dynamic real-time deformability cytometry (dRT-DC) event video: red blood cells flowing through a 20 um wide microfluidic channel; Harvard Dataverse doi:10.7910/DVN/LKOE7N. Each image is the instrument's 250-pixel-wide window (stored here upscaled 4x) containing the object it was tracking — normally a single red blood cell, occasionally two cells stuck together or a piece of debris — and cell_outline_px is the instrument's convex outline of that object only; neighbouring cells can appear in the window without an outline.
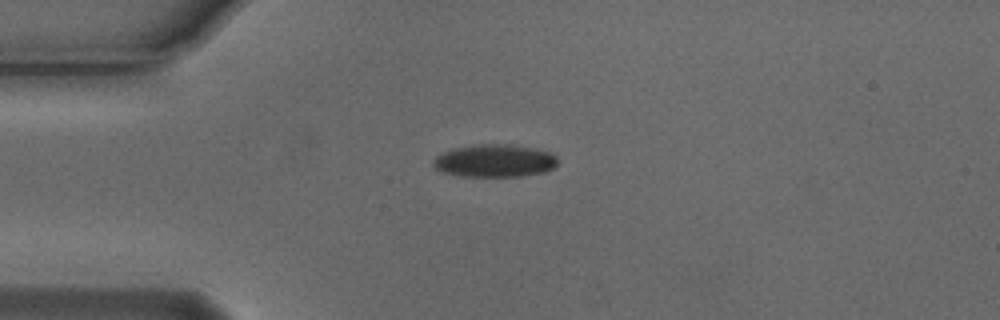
{"species": "Egyptian fruit bat (a non-hibernating species)", "species_latin": "Rousettus aegyptiacus", "temperature_condition": "cold", "stored_images_in_passage": 2, "camera_frame_rate_fps": 3000, "um_per_image_px": 0.085, "animal": {"sex": "male"}, "frame": {"image": 1, "passage_image": 1, "time_ms": 0.0, "image_size_px": [1000, 320], "cell_outline_px": [[556, 164], [552, 168], [544, 172], [520, 176], [460, 176], [444, 172], [436, 168], [432, 164], [432, 160], [436, 156], [452, 148], [472, 144], [508, 144], [532, 148], [548, 152], [556, 156]], "centroid_in_image_um": [41.99, 13.65], "position_along_channel_um": 43.0, "area_um2": 23.58}}